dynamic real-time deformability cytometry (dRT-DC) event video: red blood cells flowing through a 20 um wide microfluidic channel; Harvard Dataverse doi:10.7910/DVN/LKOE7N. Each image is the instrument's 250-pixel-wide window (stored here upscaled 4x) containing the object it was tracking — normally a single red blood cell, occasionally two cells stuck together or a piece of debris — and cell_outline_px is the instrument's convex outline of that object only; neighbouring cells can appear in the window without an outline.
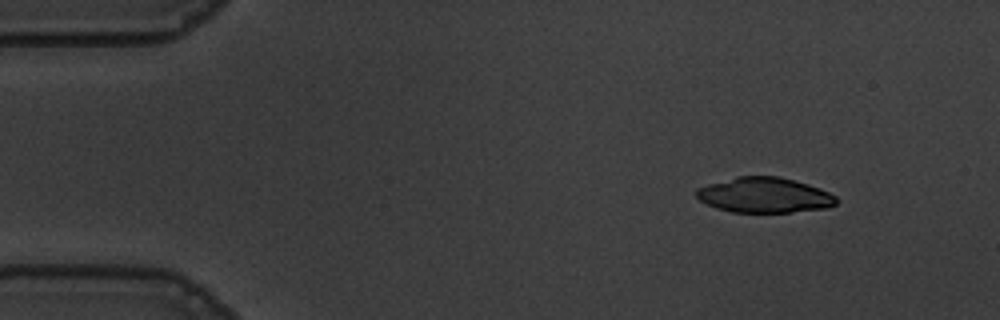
{"species": "common noctule bat (a hibernating species)", "species_latin": "Nyctalus noctula", "temperature_condition": "warm", "stored_images_in_passage": 49, "camera_frame_rate_fps": 3000, "um_per_image_px": 0.085, "animal": {"sex": "male", "body_mass_g": 19.5, "forearm_length_mm": 54.6}, "frame": {"image": 1, "passage_image": 1, "time_ms": 0.0, "image_size_px": [1000, 320], "cell_outline_px": [[836, 204], [828, 208], [792, 212], [732, 212], [716, 208], [700, 200], [696, 196], [696, 188], [708, 184], [736, 176], [780, 176], [808, 184], [820, 188], [836, 196]], "centroid_in_image_um": [64.98, 16.58], "position_along_channel_um": 20.0, "area_um2": 28.78}}